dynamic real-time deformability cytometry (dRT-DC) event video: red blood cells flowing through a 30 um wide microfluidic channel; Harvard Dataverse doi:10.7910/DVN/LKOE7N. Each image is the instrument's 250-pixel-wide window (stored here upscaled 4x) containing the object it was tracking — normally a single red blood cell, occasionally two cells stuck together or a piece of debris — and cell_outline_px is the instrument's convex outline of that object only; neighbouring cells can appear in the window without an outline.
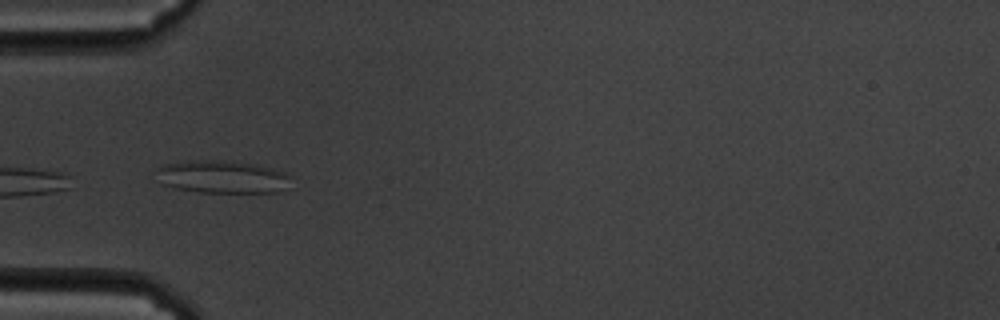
{"species": "common noctule bat (a hibernating species)", "species_latin": "Nyctalus noctula", "temperature_condition": "cold", "stored_images_in_passage": 40, "camera_frame_rate_fps": 3000, "um_per_image_px": 0.085, "animal": {"sex": "male", "body_mass_g": 19.5, "forearm_length_mm": 54.6}, "frame": {"image": 1, "passage_image": 1, "time_ms": 0.0, "image_size_px": [1000, 320], "cell_outline_px": [[288, 188], [276, 192], [200, 192], [176, 188], [164, 184], [156, 168], [164, 164], [192, 160], [216, 160], [252, 164], [272, 168], [284, 172], [288, 176]], "centroid_in_image_um": [18.9, 15.03], "position_along_channel_um": 66.1, "area_um2": 25.14}}
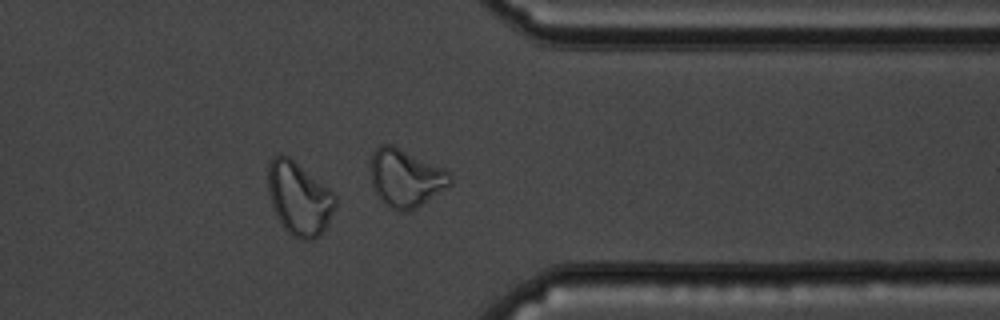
{"frame": {"image": 2, "passage_image": 29, "time_ms": 9.333, "image_size_px": [1000, 320], "cell_outline_px": [[336, 204], [328, 224], [312, 240], [300, 240], [292, 236], [284, 228], [276, 216], [272, 208], [268, 192], [268, 164], [272, 156], [280, 152], [288, 156], [328, 188], [336, 196]], "centroid_in_image_um": [25.38, 16.86], "position_along_channel_um": 386.0, "area_um2": 28.67}, "authors_computed_cell_mechanics": {"area_um2": 22.3397, "velocity_mm_per_s": 3.3635, "shape_relaxation_time_tau1_ms": null, "shape_relaxation_time_tau2_ms": 1.7578, "deformation_change_tau1": null, "deformation_change_tau2": 0.0763}}